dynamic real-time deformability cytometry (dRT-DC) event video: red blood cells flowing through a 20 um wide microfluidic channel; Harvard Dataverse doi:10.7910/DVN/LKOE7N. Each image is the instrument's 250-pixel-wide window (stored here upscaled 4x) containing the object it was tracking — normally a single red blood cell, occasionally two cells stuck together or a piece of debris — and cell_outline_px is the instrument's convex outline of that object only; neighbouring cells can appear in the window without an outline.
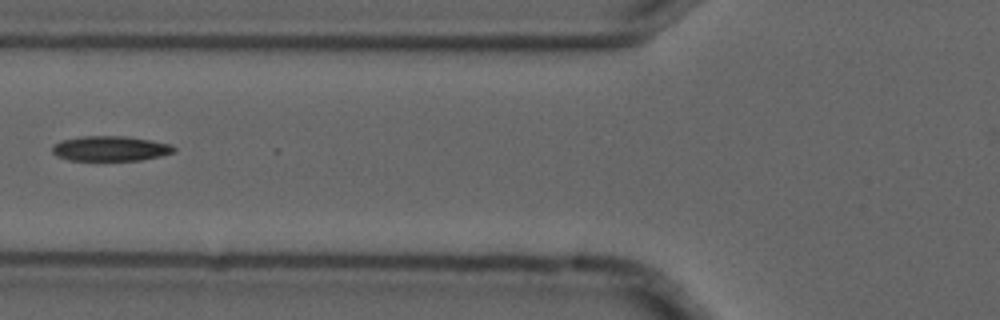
{"species": "common noctule bat (a hibernating species)", "species_latin": "Nyctalus noctula", "temperature_condition": "cold", "stored_images_in_passage": 7, "camera_frame_rate_fps": 3000, "um_per_image_px": 0.085, "animal": {"sex": "male", "forearm_length_mm": 52.5}, "frame": {"image": 1, "passage_image": 7, "time_ms": 2.0, "image_size_px": [1000, 320], "cell_outline_px": [[176, 152], [160, 156], [140, 160], [68, 160], [56, 156], [52, 152], [52, 144], [60, 140], [84, 136], [124, 136], [152, 140], [172, 144], [176, 148]], "centroid_in_image_um": [9.38, 12.62], "position_along_channel_um": 116.4, "area_um2": 17.92}}